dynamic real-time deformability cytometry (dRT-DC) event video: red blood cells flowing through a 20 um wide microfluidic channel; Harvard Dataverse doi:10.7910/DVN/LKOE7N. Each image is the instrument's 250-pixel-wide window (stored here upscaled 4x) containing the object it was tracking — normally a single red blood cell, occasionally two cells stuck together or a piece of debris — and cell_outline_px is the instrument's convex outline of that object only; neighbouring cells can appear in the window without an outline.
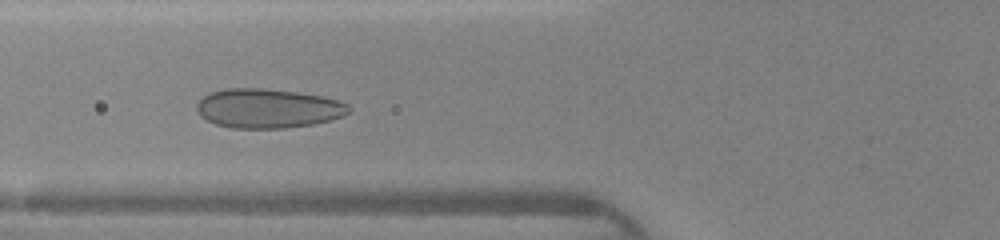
{"species": "human", "species_latin": "Homo sapiens", "temperature_condition": "warm", "stored_images_in_passage": 37, "camera_frame_rate_fps": 3000, "um_per_image_px": 0.085, "donor": {"sex": "female"}, "frame": {"image": 1, "passage_image": 9, "time_ms": 2.667, "image_size_px": [1000, 240], "cell_outline_px": [[352, 108], [344, 116], [332, 120], [312, 124], [284, 128], [232, 128], [216, 124], [200, 116], [196, 108], [196, 104], [208, 92], [228, 88], [264, 88], [296, 92], [320, 96], [336, 100], [348, 104]], "centroid_in_image_um": [22.76, 9.21], "position_along_channel_um": 103.0, "area_um2": 34.85}}
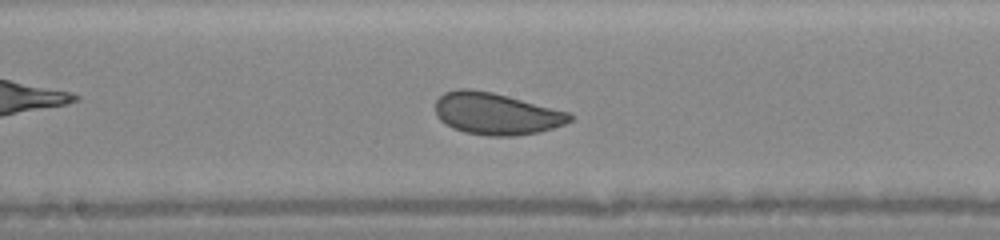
{"frame": {"image": 2, "passage_image": 16, "time_ms": 5.0, "image_size_px": [1000, 240], "cell_outline_px": [[572, 120], [564, 124], [540, 132], [512, 136], [488, 136], [464, 132], [452, 128], [440, 120], [436, 116], [436, 100], [444, 92], [456, 88], [472, 88], [492, 92], [508, 96], [568, 112], [572, 116]], "centroid_in_image_um": [42.13, 9.66], "position_along_channel_um": 206.1, "area_um2": 32.83}}
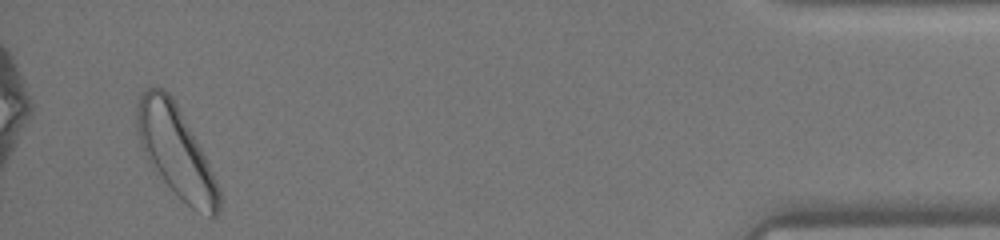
{"frame": {"image": 3, "passage_image": 35, "time_ms": 11.333, "image_size_px": [1000, 240], "cell_outline_px": [[220, 208], [216, 216], [212, 220], [192, 208], [164, 180], [144, 152], [140, 144], [136, 132], [136, 108], [140, 96], [148, 88], [164, 88], [172, 96], [200, 148], [212, 172], [220, 192]], "centroid_in_image_um": [14.95, 12.87], "position_along_channel_um": 420.3, "area_um2": 42.02}}